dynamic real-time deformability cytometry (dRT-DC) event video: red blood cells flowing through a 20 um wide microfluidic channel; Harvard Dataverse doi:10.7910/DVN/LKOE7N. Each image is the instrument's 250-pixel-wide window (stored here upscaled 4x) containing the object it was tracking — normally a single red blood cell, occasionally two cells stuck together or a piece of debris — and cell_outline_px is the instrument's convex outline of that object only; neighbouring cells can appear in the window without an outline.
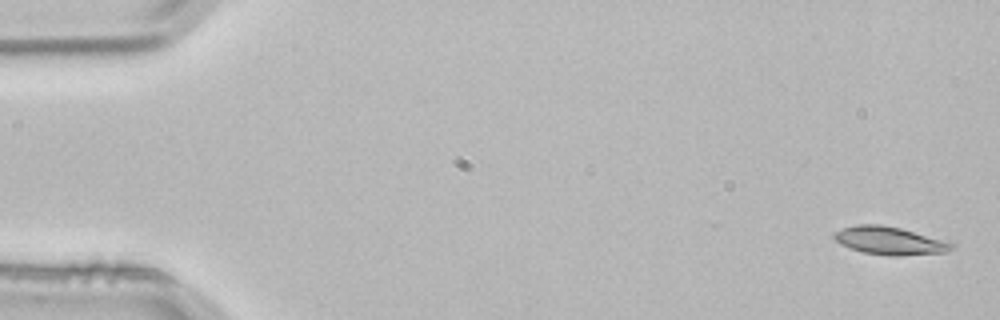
{"species": "common noctule bat (a hibernating species)", "species_latin": "Nyctalus noctula", "temperature_condition": "room temperature", "stored_images_in_passage": 4, "camera_frame_rate_fps": 3000, "um_per_image_px": 0.085, "animal": {"sex": "male", "body_mass_g": 21.5, "forearm_length_mm": 52.0}, "frame": {"image": 1, "passage_image": 1, "time_ms": 0.0, "image_size_px": [1000, 320], "cell_outline_px": [[956, 248], [944, 252], [900, 256], [888, 256], [864, 252], [840, 244], [832, 236], [836, 232], [844, 228], [856, 224], [880, 224], [900, 228], [956, 244]], "centroid_in_image_um": [75.63, 20.46], "position_along_channel_um": 9.4, "area_um2": 18.9}}
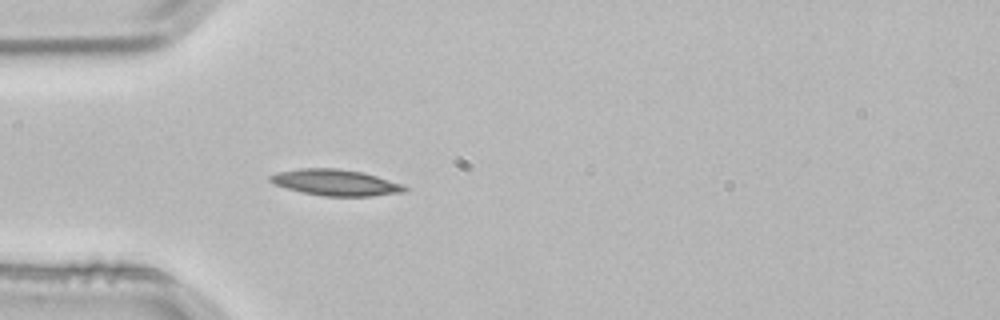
{"frame": {"image": 2, "passage_image": 4, "time_ms": 1.0, "image_size_px": [1000, 320], "cell_outline_px": [[408, 188], [404, 192], [372, 196], [324, 196], [304, 192], [288, 188], [276, 184], [268, 180], [268, 176], [276, 172], [300, 168], [336, 168], [360, 172], [376, 176], [404, 184]], "centroid_in_image_um": [28.53, 15.51], "position_along_channel_um": 56.5, "area_um2": 20.35}}